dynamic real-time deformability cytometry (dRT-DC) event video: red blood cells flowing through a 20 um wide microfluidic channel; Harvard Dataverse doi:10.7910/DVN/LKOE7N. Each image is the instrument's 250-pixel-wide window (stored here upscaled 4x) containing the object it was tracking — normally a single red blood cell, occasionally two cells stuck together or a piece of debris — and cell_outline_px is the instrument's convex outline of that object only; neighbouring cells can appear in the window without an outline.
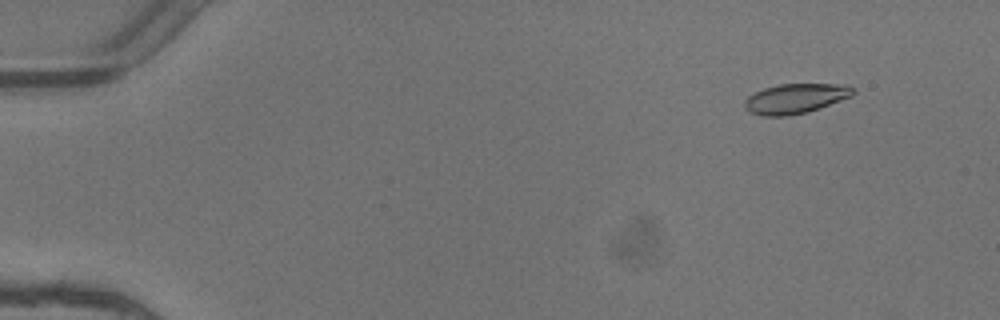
{"species": "common noctule bat (a hibernating species)", "species_latin": "Nyctalus noctula", "temperature_condition": "warm", "stored_images_in_passage": 4, "camera_frame_rate_fps": 3000, "um_per_image_px": 0.085, "animal": {"sex": "female"}, "frame": {"image": 1, "passage_image": 2, "time_ms": 0.333, "image_size_px": [1000, 320], "cell_outline_px": [[856, 92], [852, 96], [808, 112], [788, 116], [764, 116], [748, 112], [744, 108], [744, 100], [748, 96], [764, 88], [780, 84], [848, 84], [856, 88]], "centroid_in_image_um": [67.63, 8.37], "position_along_channel_um": 17.4, "area_um2": 19.07}}